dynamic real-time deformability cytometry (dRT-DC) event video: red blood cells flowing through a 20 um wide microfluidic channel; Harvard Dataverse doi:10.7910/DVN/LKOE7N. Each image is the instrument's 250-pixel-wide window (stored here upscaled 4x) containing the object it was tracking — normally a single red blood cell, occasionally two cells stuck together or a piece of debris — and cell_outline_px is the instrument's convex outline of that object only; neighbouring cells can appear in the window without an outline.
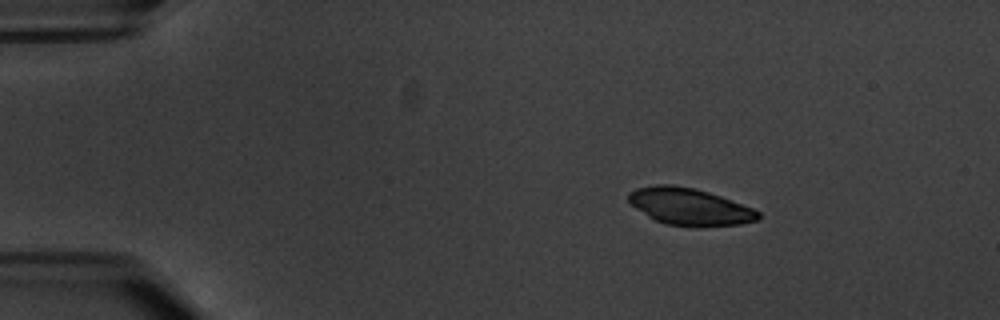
{"species": "common noctule bat (a hibernating species)", "species_latin": "Nyctalus noctula", "temperature_condition": "warm", "stored_images_in_passage": 3, "camera_frame_rate_fps": 3000, "um_per_image_px": 0.085, "animal": {"sex": "male", "body_mass_g": 20.1, "forearm_length_mm": 53.5}, "frame": {"image": 1, "passage_image": 1, "time_ms": 0.0, "image_size_px": [1000, 320], "cell_outline_px": [[760, 216], [756, 220], [740, 224], [696, 228], [692, 228], [664, 224], [648, 216], [636, 208], [628, 200], [628, 192], [636, 188], [656, 184], [672, 184], [692, 188], [708, 192], [720, 196], [752, 208], [760, 212]], "centroid_in_image_um": [58.59, 17.58], "position_along_channel_um": 26.4, "area_um2": 28.09}}